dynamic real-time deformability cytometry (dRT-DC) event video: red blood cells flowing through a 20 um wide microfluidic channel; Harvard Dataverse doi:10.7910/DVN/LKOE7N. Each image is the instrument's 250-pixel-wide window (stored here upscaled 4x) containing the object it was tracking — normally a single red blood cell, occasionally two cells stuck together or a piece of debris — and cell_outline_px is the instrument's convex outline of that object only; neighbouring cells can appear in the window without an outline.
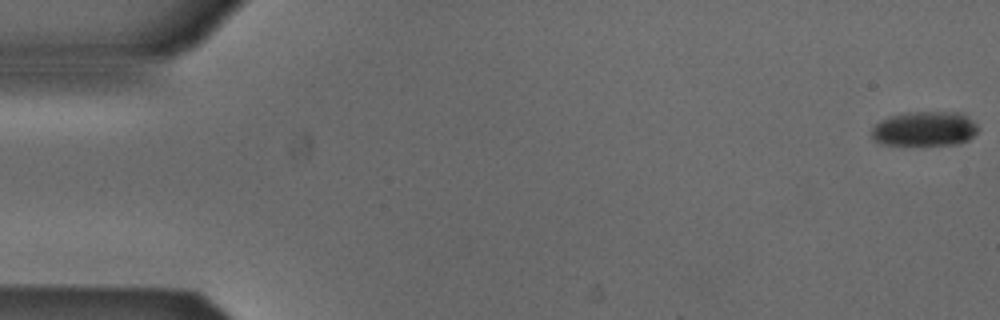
{"species": "Egyptian fruit bat (a non-hibernating species)", "species_latin": "Rousettus aegyptiacus", "temperature_condition": "cold", "stored_images_in_passage": 54, "camera_frame_rate_fps": 3000, "um_per_image_px": 0.085, "animal": {"sex": "male"}, "frame": {"image": 1, "passage_image": 1, "time_ms": 0.0, "image_size_px": [1000, 320], "cell_outline_px": [[980, 128], [968, 140], [956, 144], [880, 144], [872, 140], [872, 128], [880, 120], [892, 116], [908, 112], [960, 112], [972, 120]], "centroid_in_image_um": [78.59, 10.94], "position_along_channel_um": 6.4, "area_um2": 21.33}}
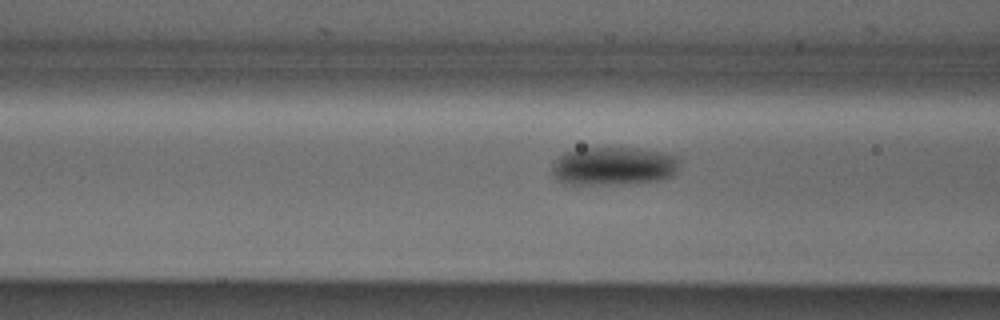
{"frame": {"image": 2, "passage_image": 21, "time_ms": 6.667, "image_size_px": [1000, 320], "cell_outline_px": [[680, 160], [672, 176], [660, 180], [616, 184], [572, 184], [560, 180], [552, 172], [552, 164], [564, 152], [580, 148], [636, 148], [676, 156]], "centroid_in_image_um": [52.14, 14.11], "position_along_channel_um": 114.5, "area_um2": 28.03}}
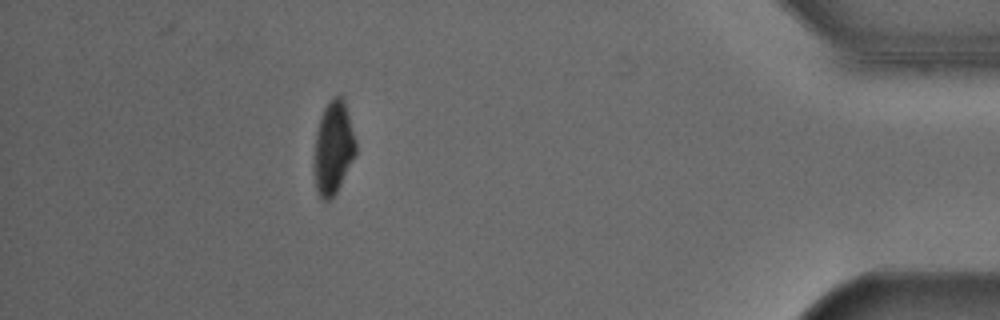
{"frame": {"image": 3, "passage_image": 48, "time_ms": 15.667, "image_size_px": [1000, 320], "cell_outline_px": [[356, 152], [336, 192], [328, 200], [320, 200], [316, 188], [316, 132], [320, 116], [328, 100], [332, 96], [344, 96], [356, 140]], "centroid_in_image_um": [28.36, 12.47], "position_along_channel_um": 406.8, "area_um2": 22.14}, "authors_computed_cell_mechanics": {"area_um2": 25.3453, "velocity_mm_per_s": 3.8633, "shape_relaxation_time_tau1_ms": 4.2881, "shape_relaxation_time_tau2_ms": null, "deformation_change_tau1": 0.1071, "deformation_change_tau2": null}}